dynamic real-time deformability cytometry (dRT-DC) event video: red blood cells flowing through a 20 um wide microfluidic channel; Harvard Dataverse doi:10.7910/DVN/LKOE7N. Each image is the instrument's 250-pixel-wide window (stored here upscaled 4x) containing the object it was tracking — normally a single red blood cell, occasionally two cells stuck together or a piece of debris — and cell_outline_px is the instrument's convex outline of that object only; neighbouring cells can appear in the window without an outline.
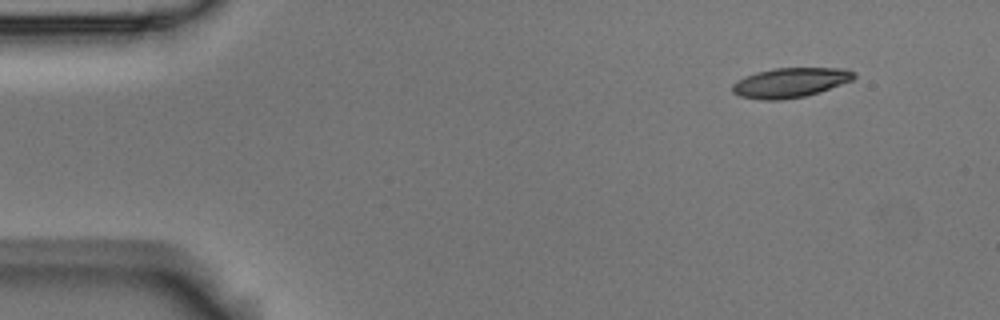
{"species": "Egyptian fruit bat (a non-hibernating species)", "species_latin": "Rousettus aegyptiacus", "temperature_condition": "room temperature", "stored_images_in_passage": 4, "camera_frame_rate_fps": 3000, "um_per_image_px": 0.085, "animal": {"sex": "male"}, "frame": {"image": 1, "passage_image": 1, "time_ms": 0.0, "image_size_px": [1000, 320], "cell_outline_px": [[856, 76], [852, 80], [820, 92], [804, 96], [780, 100], [764, 100], [740, 96], [732, 92], [732, 84], [736, 80], [744, 76], [756, 72], [776, 68], [848, 68], [856, 72]], "centroid_in_image_um": [67.18, 7.01], "position_along_channel_um": 17.8, "area_um2": 21.15}}
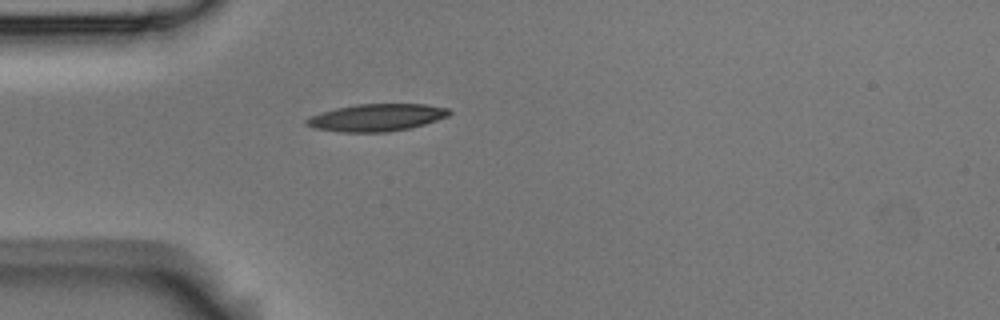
{"frame": {"image": 2, "passage_image": 4, "time_ms": 1.0, "image_size_px": [1000, 320], "cell_outline_px": [[452, 112], [448, 116], [412, 128], [388, 132], [340, 132], [316, 128], [304, 124], [304, 120], [312, 116], [336, 108], [356, 104], [424, 104], [448, 108]], "centroid_in_image_um": [32.03, 9.99], "position_along_channel_um": 53.0, "area_um2": 22.6}}